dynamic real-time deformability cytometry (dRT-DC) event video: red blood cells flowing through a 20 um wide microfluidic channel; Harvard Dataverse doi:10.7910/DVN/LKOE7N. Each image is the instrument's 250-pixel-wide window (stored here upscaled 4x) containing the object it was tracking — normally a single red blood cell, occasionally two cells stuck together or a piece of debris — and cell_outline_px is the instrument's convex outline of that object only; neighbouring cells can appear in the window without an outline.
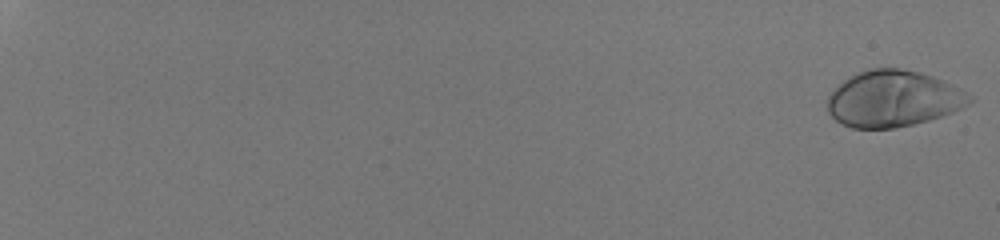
{"species": "human", "species_latin": "Homo sapiens", "temperature_condition": "room temperature", "stored_images_in_passage": 54, "camera_frame_rate_fps": 3000, "um_per_image_px": 0.085, "donor": {"sex": "male"}, "frame": {"image": 1, "passage_image": 1, "time_ms": 0.0, "image_size_px": [1000, 240], "cell_outline_px": [[972, 100], [968, 104], [952, 112], [928, 120], [896, 128], [852, 128], [836, 120], [828, 112], [828, 96], [844, 80], [868, 68], [900, 68], [920, 72], [932, 76], [972, 96]], "centroid_in_image_um": [75.89, 8.4], "position_along_channel_um": 9.1, "area_um2": 45.84}}
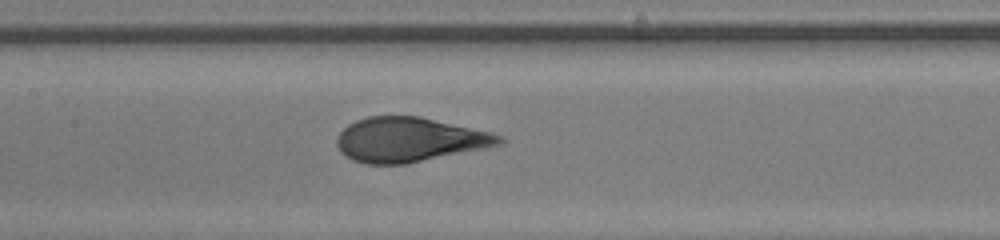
{"frame": {"image": 2, "passage_image": 32, "time_ms": 10.333, "image_size_px": [1000, 240], "cell_outline_px": [[504, 140], [500, 144], [484, 148], [404, 164], [364, 164], [352, 160], [344, 156], [340, 152], [336, 144], [336, 140], [340, 132], [348, 124], [356, 120], [368, 116], [420, 116], [492, 132], [504, 136]], "centroid_in_image_um": [34.76, 11.87], "position_along_channel_um": 172.6, "area_um2": 42.14}}
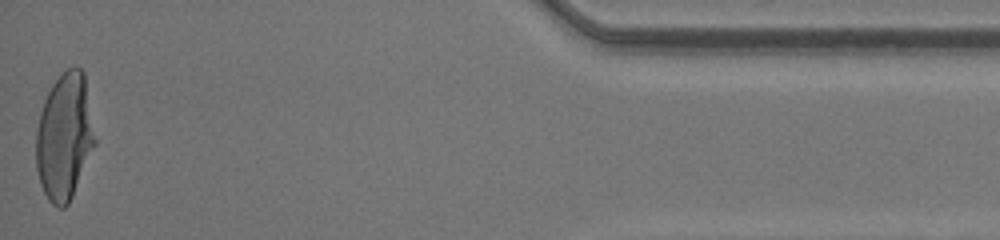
{"frame": {"image": 3, "passage_image": 54, "time_ms": 17.667, "image_size_px": [1000, 240], "cell_outline_px": [[96, 144], [72, 196], [68, 204], [64, 208], [56, 208], [48, 200], [40, 184], [36, 168], [36, 132], [40, 112], [44, 100], [52, 84], [68, 68], [80, 68], [84, 72], [96, 140]], "centroid_in_image_um": [5.47, 11.65], "position_along_channel_um": 429.7, "area_um2": 43.41}, "authors_computed_cell_mechanics": {"area_um2": 42.5119, "velocity_mm_per_s": 4.2674, "shape_relaxation_time_tau1_ms": 4.6061, "shape_relaxation_time_tau2_ms": null, "deformation_change_tau1": 0.2283, "deformation_change_tau2": null}}